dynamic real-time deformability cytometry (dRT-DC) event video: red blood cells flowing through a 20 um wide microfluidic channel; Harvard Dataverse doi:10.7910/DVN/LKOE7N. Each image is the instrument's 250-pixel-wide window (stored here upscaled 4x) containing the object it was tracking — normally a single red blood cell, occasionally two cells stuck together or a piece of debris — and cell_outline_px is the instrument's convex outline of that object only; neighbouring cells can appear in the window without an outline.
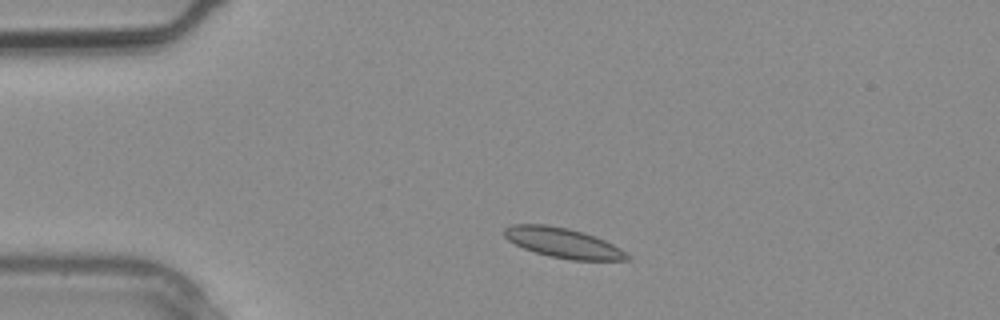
{"species": "common noctule bat (a hibernating species)", "species_latin": "Nyctalus noctula", "temperature_condition": "warm", "stored_images_in_passage": 2, "camera_frame_rate_fps": 3000, "um_per_image_px": 0.085, "animal": {"sex": "male", "body_mass_g": 20.4}, "frame": {"image": 1, "passage_image": 1, "time_ms": 0.0, "image_size_px": [1000, 320], "cell_outline_px": [[632, 260], [572, 260], [552, 256], [536, 252], [524, 248], [508, 240], [504, 236], [504, 228], [512, 224], [548, 224], [568, 228], [596, 236], [620, 248], [632, 256]], "centroid_in_image_um": [47.89, 20.64], "position_along_channel_um": 37.1, "area_um2": 21.39}}